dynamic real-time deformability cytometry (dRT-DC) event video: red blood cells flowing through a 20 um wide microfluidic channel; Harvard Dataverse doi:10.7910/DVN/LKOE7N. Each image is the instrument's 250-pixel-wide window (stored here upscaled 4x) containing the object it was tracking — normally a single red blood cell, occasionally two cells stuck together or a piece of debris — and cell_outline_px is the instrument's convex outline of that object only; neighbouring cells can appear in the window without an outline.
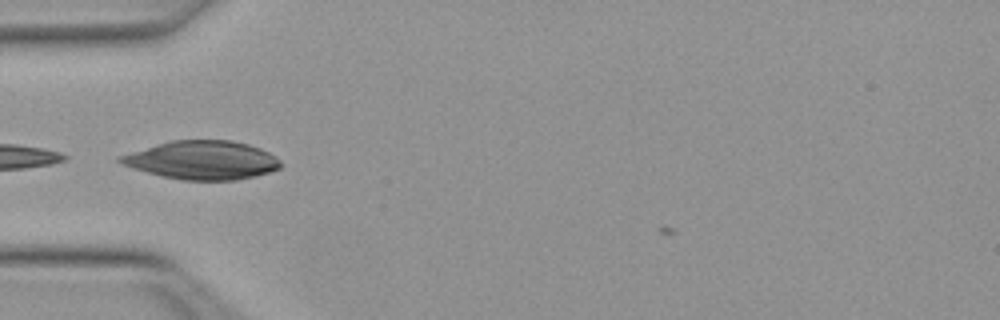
{"species": "Egyptian fruit bat (a non-hibernating species)", "species_latin": "Rousettus aegyptiacus", "temperature_condition": "warm", "stored_images_in_passage": 18, "camera_frame_rate_fps": 3000, "um_per_image_px": 0.085, "animal": {"sex": "female"}, "frame": {"image": 1, "passage_image": 2, "time_ms": 0.333, "image_size_px": [1000, 320], "cell_outline_px": [[280, 168], [256, 176], [236, 180], [180, 180], [160, 176], [132, 168], [116, 160], [116, 156], [172, 140], [232, 140], [248, 144], [260, 148], [276, 156], [280, 160]], "centroid_in_image_um": [17.17, 13.61], "position_along_channel_um": 67.8, "area_um2": 36.07}}